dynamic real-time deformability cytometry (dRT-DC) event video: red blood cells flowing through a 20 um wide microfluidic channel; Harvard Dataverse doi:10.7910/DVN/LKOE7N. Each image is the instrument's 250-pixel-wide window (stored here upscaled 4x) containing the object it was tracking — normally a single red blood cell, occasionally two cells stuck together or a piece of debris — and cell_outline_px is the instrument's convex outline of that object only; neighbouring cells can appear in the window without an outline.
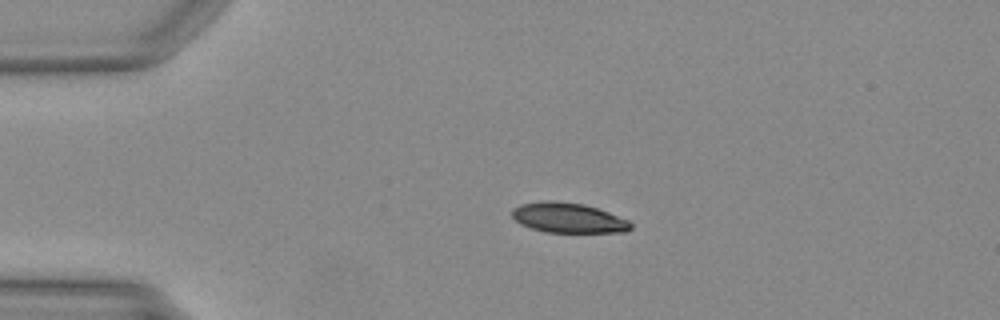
{"species": "Egyptian fruit bat (a non-hibernating species)", "species_latin": "Rousettus aegyptiacus", "temperature_condition": "warm", "stored_images_in_passage": 39, "camera_frame_rate_fps": 3000, "um_per_image_px": 0.085, "animal": {"sex": "female"}, "frame": {"image": 1, "passage_image": 1, "time_ms": 0.0, "image_size_px": [1000, 320], "cell_outline_px": [[632, 228], [628, 232], [544, 232], [520, 224], [512, 216], [512, 208], [520, 204], [540, 200], [556, 200], [584, 204], [608, 212], [628, 220], [632, 224]], "centroid_in_image_um": [48.28, 18.5], "position_along_channel_um": 36.7, "area_um2": 20.92}}
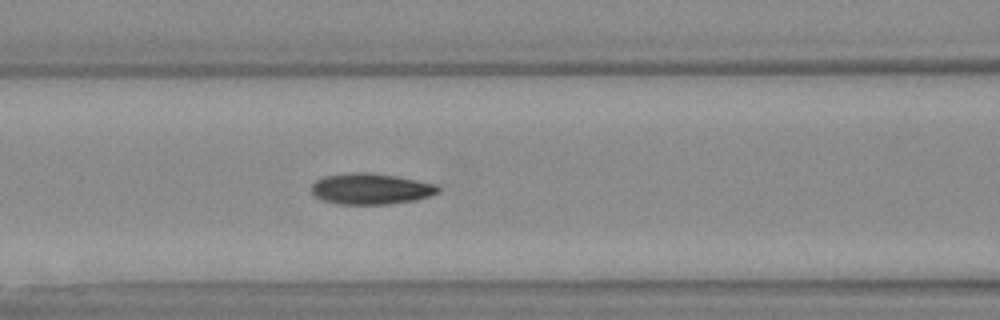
{"frame": {"image": 2, "passage_image": 11, "time_ms": 3.333, "image_size_px": [1000, 320], "cell_outline_px": [[440, 192], [416, 200], [388, 204], [336, 204], [324, 200], [316, 196], [312, 192], [312, 184], [316, 180], [324, 176], [356, 172], [368, 172], [396, 176], [436, 184], [440, 188]], "centroid_in_image_um": [31.53, 16.05], "position_along_channel_um": 135.1, "area_um2": 22.77}}
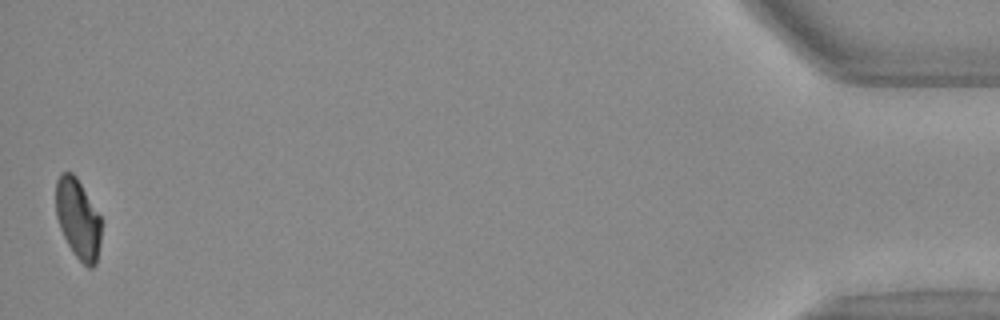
{"frame": {"image": 3, "passage_image": 39, "time_ms": 12.667, "image_size_px": [1000, 320], "cell_outline_px": [[100, 244], [96, 264], [92, 268], [88, 268], [72, 252], [60, 228], [56, 216], [56, 180], [60, 172], [72, 172], [76, 176], [100, 216]], "centroid_in_image_um": [6.62, 18.6], "position_along_channel_um": 428.6, "area_um2": 21.04}}